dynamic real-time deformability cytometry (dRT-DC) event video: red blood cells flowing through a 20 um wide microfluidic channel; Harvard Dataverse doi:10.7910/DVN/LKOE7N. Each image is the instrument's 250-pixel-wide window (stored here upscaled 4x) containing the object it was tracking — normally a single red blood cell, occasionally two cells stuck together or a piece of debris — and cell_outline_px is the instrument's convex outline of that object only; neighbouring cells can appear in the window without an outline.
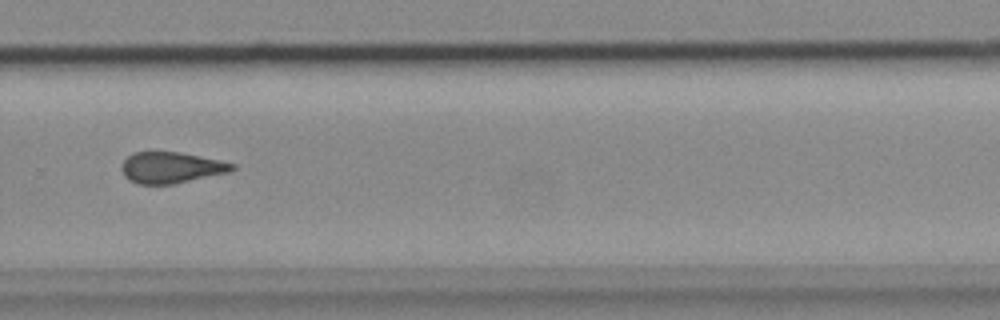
{"species": "common noctule bat (a hibernating species)", "species_latin": "Nyctalus noctula", "temperature_condition": "cold", "stored_images_in_passage": 35, "camera_frame_rate_fps": 3000, "um_per_image_px": 0.085, "animal": {"sex": "female", "body_mass_g": 18.4}, "frame": {"image": 1, "passage_image": 25, "time_ms": 8.0, "image_size_px": [1000, 320], "cell_outline_px": [[236, 168], [228, 172], [172, 184], [140, 184], [128, 180], [124, 176], [120, 168], [124, 160], [132, 152], [180, 152], [220, 160], [236, 164]], "centroid_in_image_um": [14.52, 14.24], "position_along_channel_um": 315.3, "area_um2": 20.0}}